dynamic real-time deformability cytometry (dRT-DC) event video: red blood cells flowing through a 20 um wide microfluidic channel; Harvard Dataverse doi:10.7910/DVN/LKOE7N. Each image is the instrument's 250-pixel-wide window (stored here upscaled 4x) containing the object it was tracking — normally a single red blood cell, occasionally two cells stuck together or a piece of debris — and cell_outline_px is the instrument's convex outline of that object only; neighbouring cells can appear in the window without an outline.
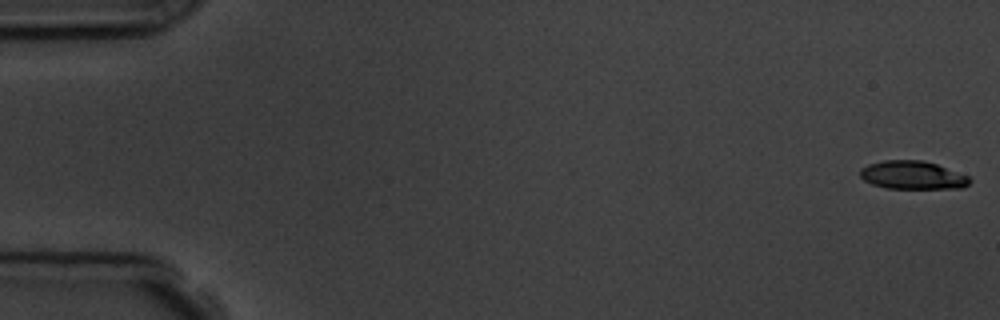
{"species": "common noctule bat (a hibernating species)", "species_latin": "Nyctalus noctula", "temperature_condition": "room temperature", "stored_images_in_passage": 5, "camera_frame_rate_fps": 3000, "um_per_image_px": 0.085, "animal": {"sex": "male", "body_mass_g": 19.5, "forearm_length_mm": 54.6}, "frame": {"image": 1, "passage_image": 1, "time_ms": 0.0, "image_size_px": [1000, 320], "cell_outline_px": [[972, 180], [964, 188], [884, 188], [872, 184], [864, 180], [860, 176], [860, 168], [868, 164], [884, 160], [924, 160], [936, 164], [968, 176]], "centroid_in_image_um": [77.55, 14.88], "position_along_channel_um": 7.5, "area_um2": 18.03}}
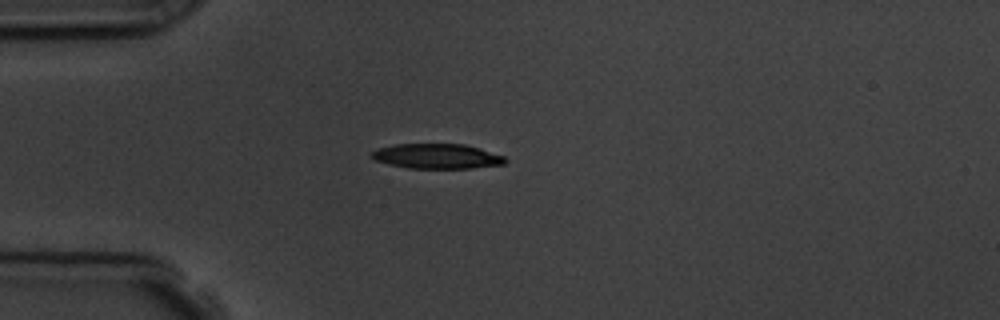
{"frame": {"image": 2, "passage_image": 5, "time_ms": 4.667, "image_size_px": [1000, 320], "cell_outline_px": [[508, 160], [504, 164], [472, 168], [408, 168], [388, 164], [376, 160], [372, 156], [372, 152], [376, 148], [396, 144], [464, 144], [480, 148], [504, 156]], "centroid_in_image_um": [37.16, 13.28], "position_along_channel_um": 47.8, "area_um2": 19.36}}